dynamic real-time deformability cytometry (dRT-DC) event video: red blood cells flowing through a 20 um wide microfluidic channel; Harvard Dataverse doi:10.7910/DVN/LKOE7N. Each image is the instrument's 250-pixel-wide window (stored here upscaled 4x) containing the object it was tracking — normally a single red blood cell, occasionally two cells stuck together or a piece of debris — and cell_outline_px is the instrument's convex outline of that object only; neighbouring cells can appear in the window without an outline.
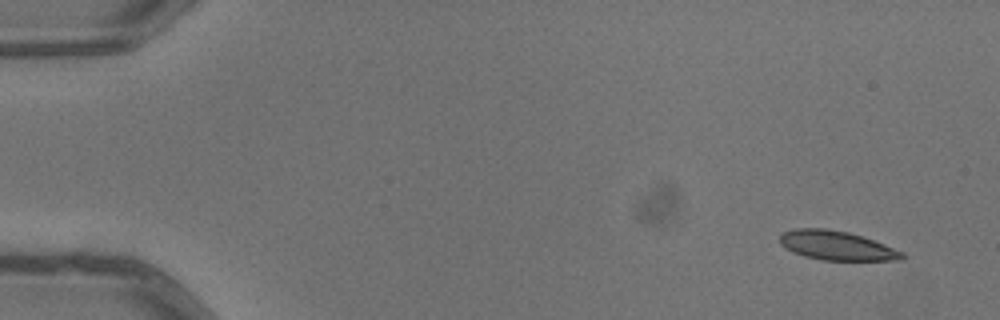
{"species": "common noctule bat (a hibernating species)", "species_latin": "Nyctalus noctula", "temperature_condition": "warm", "stored_images_in_passage": 5, "segment_of_instrument_passage": [1, 2], "camera_frame_rate_fps": 3000, "um_per_image_px": 0.085, "animal": {"sex": "male", "body_mass_g": 13.3}, "frame": {"image": 1, "passage_image": 1, "time_ms": 0.0, "image_size_px": [1000, 320], "cell_outline_px": [[904, 260], [820, 260], [804, 256], [792, 252], [784, 248], [780, 244], [780, 236], [784, 232], [796, 228], [824, 228], [848, 232], [872, 240], [904, 252]], "centroid_in_image_um": [71.08, 20.88], "position_along_channel_um": 13.9, "area_um2": 20.69}}
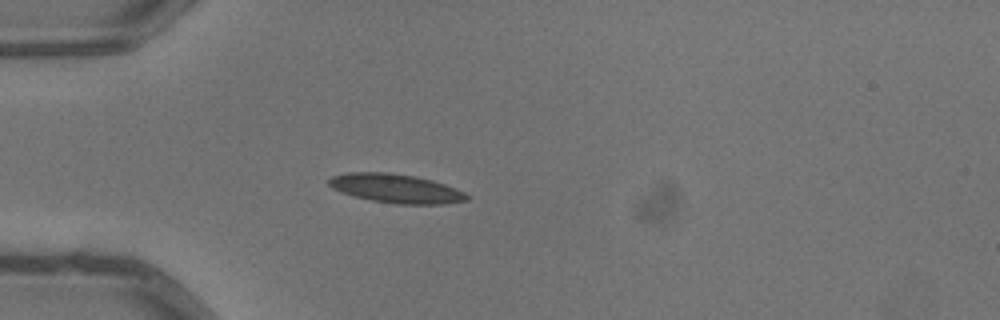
{"frame": {"image": 2, "passage_image": 4, "time_ms": 1.0, "image_size_px": [1000, 320], "cell_outline_px": [[472, 196], [468, 200], [444, 204], [396, 204], [372, 200], [352, 196], [340, 192], [332, 188], [328, 184], [328, 180], [332, 176], [344, 172], [384, 172], [416, 176], [432, 180], [456, 188]], "centroid_in_image_um": [33.65, 16.02], "position_along_channel_um": 51.3, "area_um2": 23.47}}